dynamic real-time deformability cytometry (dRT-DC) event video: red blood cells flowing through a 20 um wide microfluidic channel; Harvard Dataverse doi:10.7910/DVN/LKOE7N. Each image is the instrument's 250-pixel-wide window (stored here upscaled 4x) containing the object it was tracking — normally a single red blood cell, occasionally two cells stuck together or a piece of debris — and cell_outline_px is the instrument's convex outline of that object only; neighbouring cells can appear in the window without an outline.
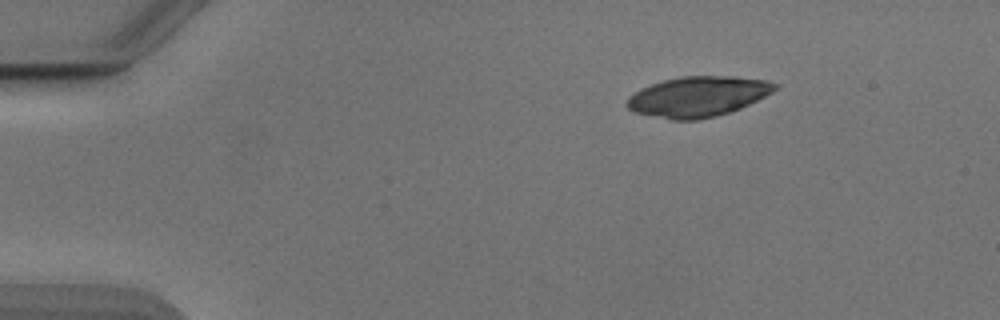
{"species": "Egyptian fruit bat (a non-hibernating species)", "species_latin": "Rousettus aegyptiacus", "temperature_condition": "cold", "stored_images_in_passage": 45, "camera_frame_rate_fps": 3000, "um_per_image_px": 0.085, "animal": {"sex": "male"}, "frame": {"image": 1, "passage_image": 1, "time_ms": 0.0, "image_size_px": [1000, 320], "cell_outline_px": [[780, 84], [772, 92], [740, 108], [728, 112], [696, 120], [672, 120], [636, 112], [628, 108], [624, 104], [628, 96], [652, 84], [664, 80], [680, 76], [728, 76], [764, 80]], "centroid_in_image_um": [59.3, 8.2], "position_along_channel_um": 25.7, "area_um2": 34.22}}